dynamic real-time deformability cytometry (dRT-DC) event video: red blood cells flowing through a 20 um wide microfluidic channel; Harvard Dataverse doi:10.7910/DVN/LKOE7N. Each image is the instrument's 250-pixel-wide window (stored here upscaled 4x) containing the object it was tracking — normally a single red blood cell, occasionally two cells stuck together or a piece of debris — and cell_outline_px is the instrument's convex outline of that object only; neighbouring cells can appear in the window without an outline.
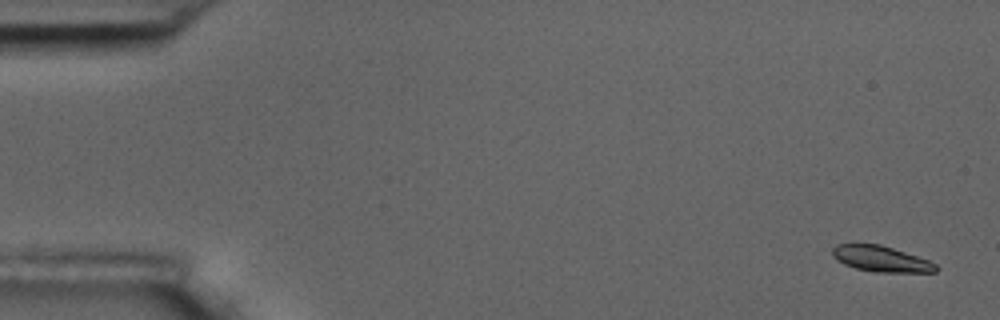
{"species": "common noctule bat (a hibernating species)", "species_latin": "Nyctalus noctula", "temperature_condition": "room temperature", "stored_images_in_passage": 5, "camera_frame_rate_fps": 3000, "um_per_image_px": 0.085, "animal": {"sex": "male", "body_mass_g": 17.5, "forearm_length_mm": 52.3}, "frame": {"image": 1, "passage_image": 1, "time_ms": 0.0, "image_size_px": [1000, 320], "cell_outline_px": [[940, 268], [936, 272], [876, 272], [856, 268], [844, 264], [836, 260], [832, 256], [832, 248], [836, 244], [856, 240], [880, 244], [928, 260], [936, 264]], "centroid_in_image_um": [74.79, 21.95], "position_along_channel_um": 10.2, "area_um2": 16.13}}
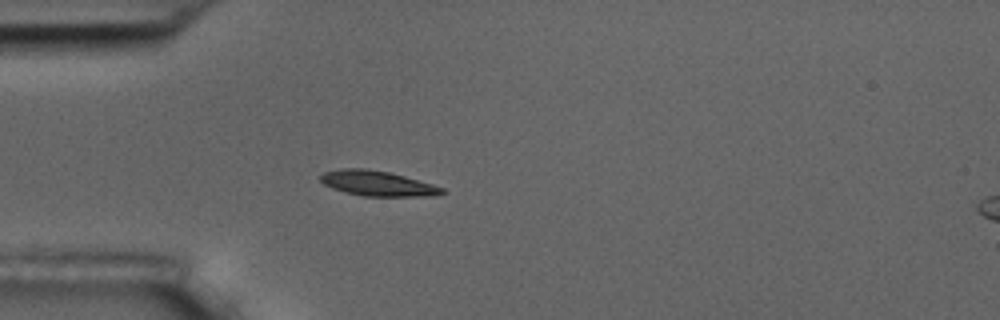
{"frame": {"image": 2, "passage_image": 5, "time_ms": 4.667, "image_size_px": [1000, 320], "cell_outline_px": [[448, 192], [436, 196], [364, 196], [344, 192], [332, 188], [324, 184], [320, 180], [320, 176], [324, 172], [340, 168], [364, 168], [388, 172], [404, 176], [432, 184], [444, 188]], "centroid_in_image_um": [32.1, 15.59], "position_along_channel_um": 52.9, "area_um2": 17.86}}